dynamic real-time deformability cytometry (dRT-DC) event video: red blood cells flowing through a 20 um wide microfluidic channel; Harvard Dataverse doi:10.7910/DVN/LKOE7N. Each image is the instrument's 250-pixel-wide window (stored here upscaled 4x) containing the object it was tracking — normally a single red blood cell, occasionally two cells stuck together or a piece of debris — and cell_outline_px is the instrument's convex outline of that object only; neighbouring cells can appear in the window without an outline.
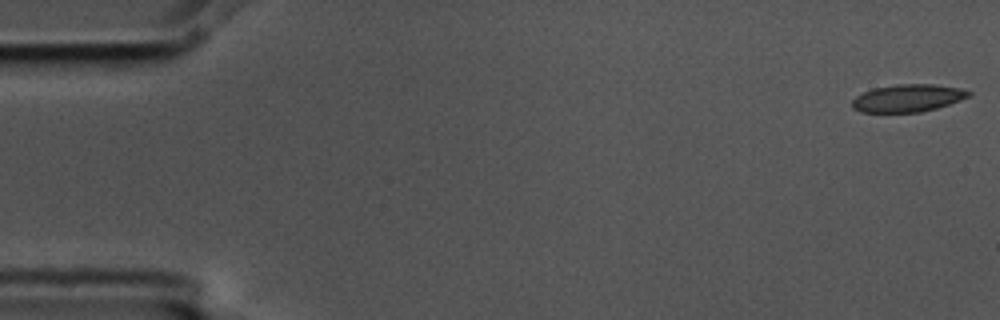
{"species": "common noctule bat (a hibernating species)", "species_latin": "Nyctalus noctula", "temperature_condition": "cold", "stored_images_in_passage": 5, "camera_frame_rate_fps": 3000, "um_per_image_px": 0.085, "animal": {"sex": "male", "body_mass_g": 17.5, "forearm_length_mm": 52.3}, "frame": {"image": 1, "passage_image": 1, "time_ms": 0.0, "image_size_px": [1000, 320], "cell_outline_px": [[972, 92], [968, 96], [960, 100], [936, 108], [920, 112], [860, 112], [852, 108], [852, 100], [856, 96], [872, 88], [896, 84], [932, 84], [960, 88]], "centroid_in_image_um": [77.12, 8.33], "position_along_channel_um": 7.9, "area_um2": 18.61}}
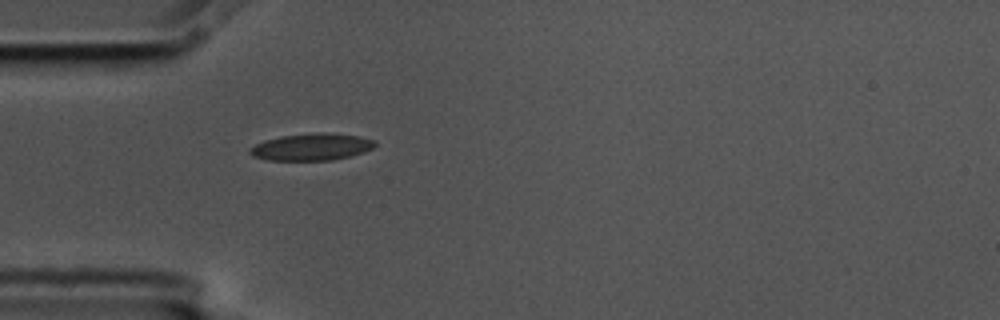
{"frame": {"image": 2, "passage_image": 5, "time_ms": 1.333, "image_size_px": [1000, 320], "cell_outline_px": [[376, 144], [372, 148], [364, 152], [332, 160], [268, 160], [252, 156], [248, 152], [248, 148], [264, 140], [280, 136], [320, 132], [324, 132], [360, 136], [376, 140]], "centroid_in_image_um": [26.47, 12.48], "position_along_channel_um": 58.5, "area_um2": 19.71}}